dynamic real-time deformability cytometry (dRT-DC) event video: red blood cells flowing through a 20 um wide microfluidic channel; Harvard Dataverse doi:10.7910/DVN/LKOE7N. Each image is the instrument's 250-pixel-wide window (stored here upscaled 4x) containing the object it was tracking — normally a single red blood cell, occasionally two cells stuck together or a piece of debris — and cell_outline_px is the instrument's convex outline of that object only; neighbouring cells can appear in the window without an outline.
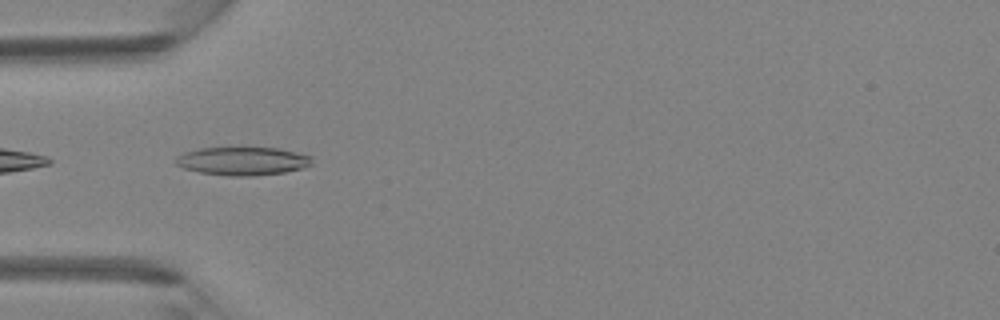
{"species": "Egyptian fruit bat (a non-hibernating species)", "species_latin": "Rousettus aegyptiacus", "temperature_condition": "room temperature", "stored_images_in_passage": 4, "camera_frame_rate_fps": 3000, "um_per_image_px": 0.085, "animal": {"sex": "female"}, "frame": {"image": 1, "passage_image": 4, "time_ms": 1.0, "image_size_px": [1000, 320], "cell_outline_px": [[312, 164], [300, 168], [284, 172], [252, 176], [228, 176], [200, 172], [184, 168], [176, 164], [176, 156], [184, 152], [200, 148], [280, 148], [312, 156]], "centroid_in_image_um": [20.62, 13.69], "position_along_channel_um": 64.4, "area_um2": 22.31}}